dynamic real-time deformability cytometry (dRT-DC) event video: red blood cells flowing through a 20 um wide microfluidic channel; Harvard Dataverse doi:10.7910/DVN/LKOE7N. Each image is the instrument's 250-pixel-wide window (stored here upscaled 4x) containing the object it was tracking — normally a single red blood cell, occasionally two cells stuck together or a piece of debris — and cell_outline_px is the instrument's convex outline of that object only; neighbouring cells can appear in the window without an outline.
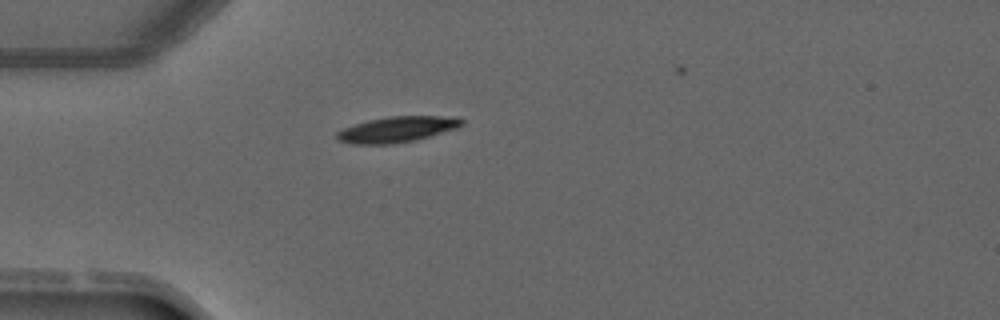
{"species": "common noctule bat (a hibernating species)", "species_latin": "Nyctalus noctula", "temperature_condition": "warm", "stored_images_in_passage": 1, "camera_frame_rate_fps": 3000, "um_per_image_px": 0.085, "animal": {"sex": "male", "forearm_length_mm": 52.5}, "frame": {"image": 1, "passage_image": 1, "time_ms": 0.0, "image_size_px": [1000, 320], "cell_outline_px": [[464, 124], [456, 128], [428, 136], [412, 140], [392, 144], [348, 144], [336, 140], [336, 132], [344, 128], [368, 120], [388, 116], [456, 116], [464, 120]], "centroid_in_image_um": [33.72, 10.99], "position_along_channel_um": 51.3, "area_um2": 18.67}}